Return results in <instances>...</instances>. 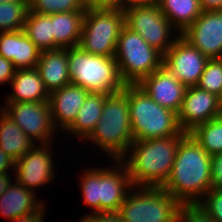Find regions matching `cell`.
<instances>
[{"instance_id": "cell-1", "label": "cell", "mask_w": 222, "mask_h": 222, "mask_svg": "<svg viewBox=\"0 0 222 222\" xmlns=\"http://www.w3.org/2000/svg\"><path fill=\"white\" fill-rule=\"evenodd\" d=\"M212 156L187 134L179 143L169 178L162 188L181 204H197L212 188Z\"/></svg>"}, {"instance_id": "cell-2", "label": "cell", "mask_w": 222, "mask_h": 222, "mask_svg": "<svg viewBox=\"0 0 222 222\" xmlns=\"http://www.w3.org/2000/svg\"><path fill=\"white\" fill-rule=\"evenodd\" d=\"M185 136L175 135L132 142L128 148L131 155L128 159L123 156L120 161L124 163L135 189L137 186L162 187L165 184L175 161L177 147Z\"/></svg>"}, {"instance_id": "cell-3", "label": "cell", "mask_w": 222, "mask_h": 222, "mask_svg": "<svg viewBox=\"0 0 222 222\" xmlns=\"http://www.w3.org/2000/svg\"><path fill=\"white\" fill-rule=\"evenodd\" d=\"M93 141L114 160L128 156V148L134 141L130 124L128 85L124 89L108 94L101 118L86 138Z\"/></svg>"}, {"instance_id": "cell-4", "label": "cell", "mask_w": 222, "mask_h": 222, "mask_svg": "<svg viewBox=\"0 0 222 222\" xmlns=\"http://www.w3.org/2000/svg\"><path fill=\"white\" fill-rule=\"evenodd\" d=\"M128 104L134 141L187 135L177 113L160 106L138 85H128Z\"/></svg>"}, {"instance_id": "cell-5", "label": "cell", "mask_w": 222, "mask_h": 222, "mask_svg": "<svg viewBox=\"0 0 222 222\" xmlns=\"http://www.w3.org/2000/svg\"><path fill=\"white\" fill-rule=\"evenodd\" d=\"M113 162H116L114 164L116 168H91L81 177L83 200L93 209L92 214L118 212L128 194L127 190L133 187L122 161L113 160Z\"/></svg>"}, {"instance_id": "cell-6", "label": "cell", "mask_w": 222, "mask_h": 222, "mask_svg": "<svg viewBox=\"0 0 222 222\" xmlns=\"http://www.w3.org/2000/svg\"><path fill=\"white\" fill-rule=\"evenodd\" d=\"M71 83L89 92L112 94L126 85L114 56L87 53L79 46L67 48Z\"/></svg>"}, {"instance_id": "cell-7", "label": "cell", "mask_w": 222, "mask_h": 222, "mask_svg": "<svg viewBox=\"0 0 222 222\" xmlns=\"http://www.w3.org/2000/svg\"><path fill=\"white\" fill-rule=\"evenodd\" d=\"M114 58L126 85H138L163 64V55L126 26L121 29Z\"/></svg>"}, {"instance_id": "cell-8", "label": "cell", "mask_w": 222, "mask_h": 222, "mask_svg": "<svg viewBox=\"0 0 222 222\" xmlns=\"http://www.w3.org/2000/svg\"><path fill=\"white\" fill-rule=\"evenodd\" d=\"M133 188L117 212L124 222H178L182 204L162 187Z\"/></svg>"}, {"instance_id": "cell-9", "label": "cell", "mask_w": 222, "mask_h": 222, "mask_svg": "<svg viewBox=\"0 0 222 222\" xmlns=\"http://www.w3.org/2000/svg\"><path fill=\"white\" fill-rule=\"evenodd\" d=\"M124 26L123 9H87L78 46L87 53L114 56Z\"/></svg>"}, {"instance_id": "cell-10", "label": "cell", "mask_w": 222, "mask_h": 222, "mask_svg": "<svg viewBox=\"0 0 222 222\" xmlns=\"http://www.w3.org/2000/svg\"><path fill=\"white\" fill-rule=\"evenodd\" d=\"M125 26L139 34L151 47L162 55L174 44L181 35L161 12L157 3L124 8ZM176 30V31H174ZM179 34L175 38L171 33Z\"/></svg>"}, {"instance_id": "cell-11", "label": "cell", "mask_w": 222, "mask_h": 222, "mask_svg": "<svg viewBox=\"0 0 222 222\" xmlns=\"http://www.w3.org/2000/svg\"><path fill=\"white\" fill-rule=\"evenodd\" d=\"M0 108L9 116L33 142L48 144L57 131L50 111L49 101L12 102ZM6 108V109H5ZM36 140V141H35Z\"/></svg>"}, {"instance_id": "cell-12", "label": "cell", "mask_w": 222, "mask_h": 222, "mask_svg": "<svg viewBox=\"0 0 222 222\" xmlns=\"http://www.w3.org/2000/svg\"><path fill=\"white\" fill-rule=\"evenodd\" d=\"M209 59L181 35L163 55V66L186 87L196 86Z\"/></svg>"}, {"instance_id": "cell-13", "label": "cell", "mask_w": 222, "mask_h": 222, "mask_svg": "<svg viewBox=\"0 0 222 222\" xmlns=\"http://www.w3.org/2000/svg\"><path fill=\"white\" fill-rule=\"evenodd\" d=\"M222 115L220 98L197 86L186 88L181 108L177 113L180 129L189 134L197 126Z\"/></svg>"}, {"instance_id": "cell-14", "label": "cell", "mask_w": 222, "mask_h": 222, "mask_svg": "<svg viewBox=\"0 0 222 222\" xmlns=\"http://www.w3.org/2000/svg\"><path fill=\"white\" fill-rule=\"evenodd\" d=\"M181 36L208 59H221L222 10H203Z\"/></svg>"}, {"instance_id": "cell-15", "label": "cell", "mask_w": 222, "mask_h": 222, "mask_svg": "<svg viewBox=\"0 0 222 222\" xmlns=\"http://www.w3.org/2000/svg\"><path fill=\"white\" fill-rule=\"evenodd\" d=\"M51 143L34 145L26 154L14 162L15 182L34 192L35 187L44 186L55 177L50 151ZM37 146V147H36ZM36 147V148H35ZM34 188V189H33Z\"/></svg>"}, {"instance_id": "cell-16", "label": "cell", "mask_w": 222, "mask_h": 222, "mask_svg": "<svg viewBox=\"0 0 222 222\" xmlns=\"http://www.w3.org/2000/svg\"><path fill=\"white\" fill-rule=\"evenodd\" d=\"M160 106L178 113L186 86L178 81L163 65L145 77L139 84Z\"/></svg>"}, {"instance_id": "cell-17", "label": "cell", "mask_w": 222, "mask_h": 222, "mask_svg": "<svg viewBox=\"0 0 222 222\" xmlns=\"http://www.w3.org/2000/svg\"><path fill=\"white\" fill-rule=\"evenodd\" d=\"M90 92L69 83L49 94L50 111L55 128L64 131L74 122ZM58 122V123H57Z\"/></svg>"}, {"instance_id": "cell-18", "label": "cell", "mask_w": 222, "mask_h": 222, "mask_svg": "<svg viewBox=\"0 0 222 222\" xmlns=\"http://www.w3.org/2000/svg\"><path fill=\"white\" fill-rule=\"evenodd\" d=\"M40 53L23 29L0 32V55L10 60L16 70L37 67Z\"/></svg>"}, {"instance_id": "cell-19", "label": "cell", "mask_w": 222, "mask_h": 222, "mask_svg": "<svg viewBox=\"0 0 222 222\" xmlns=\"http://www.w3.org/2000/svg\"><path fill=\"white\" fill-rule=\"evenodd\" d=\"M36 68L49 94L71 83L65 48L42 51Z\"/></svg>"}, {"instance_id": "cell-20", "label": "cell", "mask_w": 222, "mask_h": 222, "mask_svg": "<svg viewBox=\"0 0 222 222\" xmlns=\"http://www.w3.org/2000/svg\"><path fill=\"white\" fill-rule=\"evenodd\" d=\"M10 84L13 92L6 95V103L49 101V93L36 67L16 70Z\"/></svg>"}, {"instance_id": "cell-21", "label": "cell", "mask_w": 222, "mask_h": 222, "mask_svg": "<svg viewBox=\"0 0 222 222\" xmlns=\"http://www.w3.org/2000/svg\"><path fill=\"white\" fill-rule=\"evenodd\" d=\"M41 205L42 201L37 202L33 191L17 182H11L0 196V214L12 221L36 211Z\"/></svg>"}, {"instance_id": "cell-22", "label": "cell", "mask_w": 222, "mask_h": 222, "mask_svg": "<svg viewBox=\"0 0 222 222\" xmlns=\"http://www.w3.org/2000/svg\"><path fill=\"white\" fill-rule=\"evenodd\" d=\"M84 15L85 11L51 14L54 49L78 46Z\"/></svg>"}, {"instance_id": "cell-23", "label": "cell", "mask_w": 222, "mask_h": 222, "mask_svg": "<svg viewBox=\"0 0 222 222\" xmlns=\"http://www.w3.org/2000/svg\"><path fill=\"white\" fill-rule=\"evenodd\" d=\"M105 93L90 92L80 108L74 122L65 130L76 137L86 139L101 118L106 100Z\"/></svg>"}, {"instance_id": "cell-24", "label": "cell", "mask_w": 222, "mask_h": 222, "mask_svg": "<svg viewBox=\"0 0 222 222\" xmlns=\"http://www.w3.org/2000/svg\"><path fill=\"white\" fill-rule=\"evenodd\" d=\"M0 113V148L17 161L36 144L8 115Z\"/></svg>"}, {"instance_id": "cell-25", "label": "cell", "mask_w": 222, "mask_h": 222, "mask_svg": "<svg viewBox=\"0 0 222 222\" xmlns=\"http://www.w3.org/2000/svg\"><path fill=\"white\" fill-rule=\"evenodd\" d=\"M163 15L181 34L203 12L200 0H157Z\"/></svg>"}, {"instance_id": "cell-26", "label": "cell", "mask_w": 222, "mask_h": 222, "mask_svg": "<svg viewBox=\"0 0 222 222\" xmlns=\"http://www.w3.org/2000/svg\"><path fill=\"white\" fill-rule=\"evenodd\" d=\"M23 31L41 52L54 49L51 15L29 11Z\"/></svg>"}, {"instance_id": "cell-27", "label": "cell", "mask_w": 222, "mask_h": 222, "mask_svg": "<svg viewBox=\"0 0 222 222\" xmlns=\"http://www.w3.org/2000/svg\"><path fill=\"white\" fill-rule=\"evenodd\" d=\"M189 134L209 155L222 153V115L197 126Z\"/></svg>"}, {"instance_id": "cell-28", "label": "cell", "mask_w": 222, "mask_h": 222, "mask_svg": "<svg viewBox=\"0 0 222 222\" xmlns=\"http://www.w3.org/2000/svg\"><path fill=\"white\" fill-rule=\"evenodd\" d=\"M28 12L29 1L1 2L0 32L23 29Z\"/></svg>"}, {"instance_id": "cell-29", "label": "cell", "mask_w": 222, "mask_h": 222, "mask_svg": "<svg viewBox=\"0 0 222 222\" xmlns=\"http://www.w3.org/2000/svg\"><path fill=\"white\" fill-rule=\"evenodd\" d=\"M29 11L51 15L74 11H85L83 0H28Z\"/></svg>"}, {"instance_id": "cell-30", "label": "cell", "mask_w": 222, "mask_h": 222, "mask_svg": "<svg viewBox=\"0 0 222 222\" xmlns=\"http://www.w3.org/2000/svg\"><path fill=\"white\" fill-rule=\"evenodd\" d=\"M196 86L219 98L222 97V58L209 59L206 62L204 72Z\"/></svg>"}, {"instance_id": "cell-31", "label": "cell", "mask_w": 222, "mask_h": 222, "mask_svg": "<svg viewBox=\"0 0 222 222\" xmlns=\"http://www.w3.org/2000/svg\"><path fill=\"white\" fill-rule=\"evenodd\" d=\"M197 204L215 222H222V189L211 188Z\"/></svg>"}, {"instance_id": "cell-32", "label": "cell", "mask_w": 222, "mask_h": 222, "mask_svg": "<svg viewBox=\"0 0 222 222\" xmlns=\"http://www.w3.org/2000/svg\"><path fill=\"white\" fill-rule=\"evenodd\" d=\"M178 222H215L198 204H182Z\"/></svg>"}, {"instance_id": "cell-33", "label": "cell", "mask_w": 222, "mask_h": 222, "mask_svg": "<svg viewBox=\"0 0 222 222\" xmlns=\"http://www.w3.org/2000/svg\"><path fill=\"white\" fill-rule=\"evenodd\" d=\"M212 188L222 189V153L212 156Z\"/></svg>"}, {"instance_id": "cell-34", "label": "cell", "mask_w": 222, "mask_h": 222, "mask_svg": "<svg viewBox=\"0 0 222 222\" xmlns=\"http://www.w3.org/2000/svg\"><path fill=\"white\" fill-rule=\"evenodd\" d=\"M85 9H122V0H83Z\"/></svg>"}, {"instance_id": "cell-35", "label": "cell", "mask_w": 222, "mask_h": 222, "mask_svg": "<svg viewBox=\"0 0 222 222\" xmlns=\"http://www.w3.org/2000/svg\"><path fill=\"white\" fill-rule=\"evenodd\" d=\"M78 222H124L117 212L94 213L82 216Z\"/></svg>"}, {"instance_id": "cell-36", "label": "cell", "mask_w": 222, "mask_h": 222, "mask_svg": "<svg viewBox=\"0 0 222 222\" xmlns=\"http://www.w3.org/2000/svg\"><path fill=\"white\" fill-rule=\"evenodd\" d=\"M15 72L13 63L0 55V84L11 82Z\"/></svg>"}, {"instance_id": "cell-37", "label": "cell", "mask_w": 222, "mask_h": 222, "mask_svg": "<svg viewBox=\"0 0 222 222\" xmlns=\"http://www.w3.org/2000/svg\"><path fill=\"white\" fill-rule=\"evenodd\" d=\"M45 206L44 204H42L36 211L27 214V215H23L20 216L18 218H16L15 220H13V222H45L44 217V211H45Z\"/></svg>"}, {"instance_id": "cell-38", "label": "cell", "mask_w": 222, "mask_h": 222, "mask_svg": "<svg viewBox=\"0 0 222 222\" xmlns=\"http://www.w3.org/2000/svg\"><path fill=\"white\" fill-rule=\"evenodd\" d=\"M14 162L15 161L0 148V173L9 172V167L13 169Z\"/></svg>"}, {"instance_id": "cell-39", "label": "cell", "mask_w": 222, "mask_h": 222, "mask_svg": "<svg viewBox=\"0 0 222 222\" xmlns=\"http://www.w3.org/2000/svg\"><path fill=\"white\" fill-rule=\"evenodd\" d=\"M203 10H222V0H200Z\"/></svg>"}, {"instance_id": "cell-40", "label": "cell", "mask_w": 222, "mask_h": 222, "mask_svg": "<svg viewBox=\"0 0 222 222\" xmlns=\"http://www.w3.org/2000/svg\"><path fill=\"white\" fill-rule=\"evenodd\" d=\"M157 3V0H122V9L138 5H151Z\"/></svg>"}, {"instance_id": "cell-41", "label": "cell", "mask_w": 222, "mask_h": 222, "mask_svg": "<svg viewBox=\"0 0 222 222\" xmlns=\"http://www.w3.org/2000/svg\"><path fill=\"white\" fill-rule=\"evenodd\" d=\"M9 172H1L0 173V196L7 190L8 186L11 184V177Z\"/></svg>"}, {"instance_id": "cell-42", "label": "cell", "mask_w": 222, "mask_h": 222, "mask_svg": "<svg viewBox=\"0 0 222 222\" xmlns=\"http://www.w3.org/2000/svg\"><path fill=\"white\" fill-rule=\"evenodd\" d=\"M15 1H28V0H0V3H8V2H15Z\"/></svg>"}, {"instance_id": "cell-43", "label": "cell", "mask_w": 222, "mask_h": 222, "mask_svg": "<svg viewBox=\"0 0 222 222\" xmlns=\"http://www.w3.org/2000/svg\"><path fill=\"white\" fill-rule=\"evenodd\" d=\"M220 106H221V111H222V97L220 98Z\"/></svg>"}]
</instances>
